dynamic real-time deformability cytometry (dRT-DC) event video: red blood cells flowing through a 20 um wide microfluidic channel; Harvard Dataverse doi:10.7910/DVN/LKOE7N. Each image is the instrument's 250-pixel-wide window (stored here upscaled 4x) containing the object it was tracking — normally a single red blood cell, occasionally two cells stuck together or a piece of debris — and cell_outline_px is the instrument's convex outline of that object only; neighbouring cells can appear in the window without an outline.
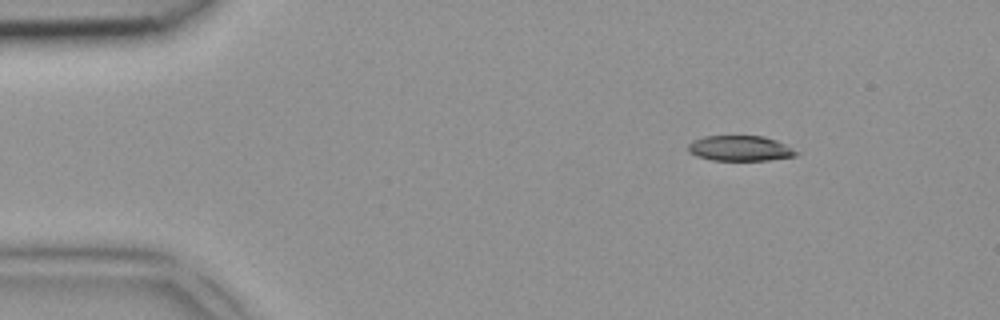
{"species": "common noctule bat (a hibernating species)", "species_latin": "Nyctalus noctula", "temperature_condition": "room temperature", "stored_images_in_passage": 3, "segment_of_instrument_passage": [1, 2], "camera_frame_rate_fps": 3000, "um_per_image_px": 0.085, "animal": {"sex": "female", "body_mass_g": 18.4}, "frame": {"image": 1, "passage_image": 1, "time_ms": 0.0, "image_size_px": [1000, 320], "cell_outline_px": [[800, 152], [796, 156], [768, 160], [712, 160], [696, 156], [688, 152], [688, 144], [692, 140], [704, 136], [764, 136], [776, 140]], "centroid_in_image_um": [62.89, 12.61], "position_along_channel_um": 22.1, "area_um2": 16.01}}